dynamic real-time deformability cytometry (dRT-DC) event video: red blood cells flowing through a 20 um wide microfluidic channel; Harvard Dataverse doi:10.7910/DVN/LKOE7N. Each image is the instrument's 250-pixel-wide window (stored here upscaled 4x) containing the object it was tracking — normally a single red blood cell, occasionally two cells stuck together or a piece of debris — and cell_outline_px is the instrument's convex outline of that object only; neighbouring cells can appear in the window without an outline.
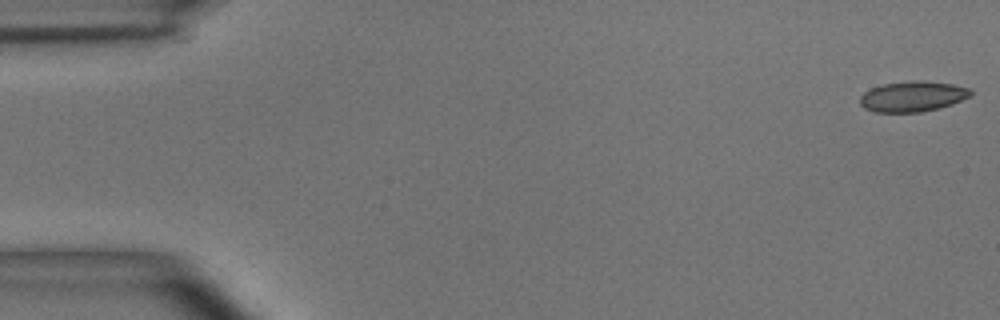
{"species": "common noctule bat (a hibernating species)", "species_latin": "Nyctalus noctula", "temperature_condition": "room temperature", "stored_images_in_passage": 54, "camera_frame_rate_fps": 3000, "um_per_image_px": 0.085, "animal": {"sex": "male", "body_mass_g": 15.6}, "frame": {"image": 1, "passage_image": 1, "time_ms": 0.0, "image_size_px": [1000, 320], "cell_outline_px": [[972, 92], [968, 96], [952, 104], [920, 112], [876, 112], [864, 108], [860, 104], [860, 96], [864, 92], [872, 88], [884, 84], [912, 80], [920, 80], [952, 84], [968, 88]], "centroid_in_image_um": [77.53, 8.19], "position_along_channel_um": 7.5, "area_um2": 19.36}}
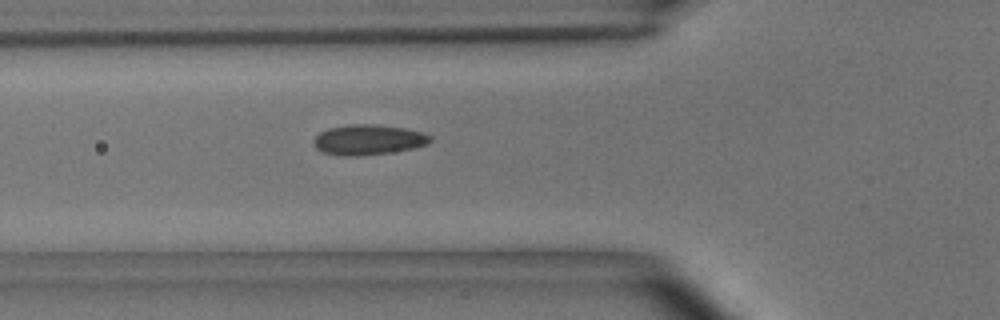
{"frame": {"image": 2, "passage_image": 19, "time_ms": 6.0, "image_size_px": [1000, 320], "cell_outline_px": [[432, 140], [428, 144], [412, 148], [388, 152], [356, 156], [344, 156], [320, 152], [312, 144], [312, 140], [320, 132], [328, 128], [348, 124], [372, 124], [404, 128], [424, 132], [432, 136]], "centroid_in_image_um": [31.27, 11.87], "position_along_channel_um": 94.5, "area_um2": 20.63}}
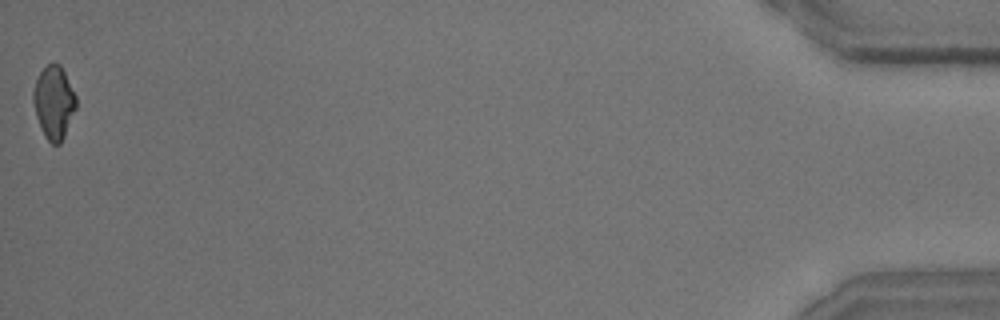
{"frame": {"image": 3, "passage_image": 54, "time_ms": 17.667, "image_size_px": [1000, 320], "cell_outline_px": [[76, 108], [64, 136], [60, 144], [52, 144], [44, 136], [36, 116], [32, 100], [32, 92], [36, 80], [40, 72], [52, 60], [60, 64], [76, 96]], "centroid_in_image_um": [4.56, 8.68], "position_along_channel_um": 430.6, "area_um2": 18.21}, "authors_computed_cell_mechanics": {"area_um2": 19.5364, "velocity_mm_per_s": 3.6799, "shape_relaxation_time_tau1_ms": 3.8146, "shape_relaxation_time_tau2_ms": 1.3202, "deformation_change_tau1": 0.0947, "deformation_change_tau2": 0.0648}}